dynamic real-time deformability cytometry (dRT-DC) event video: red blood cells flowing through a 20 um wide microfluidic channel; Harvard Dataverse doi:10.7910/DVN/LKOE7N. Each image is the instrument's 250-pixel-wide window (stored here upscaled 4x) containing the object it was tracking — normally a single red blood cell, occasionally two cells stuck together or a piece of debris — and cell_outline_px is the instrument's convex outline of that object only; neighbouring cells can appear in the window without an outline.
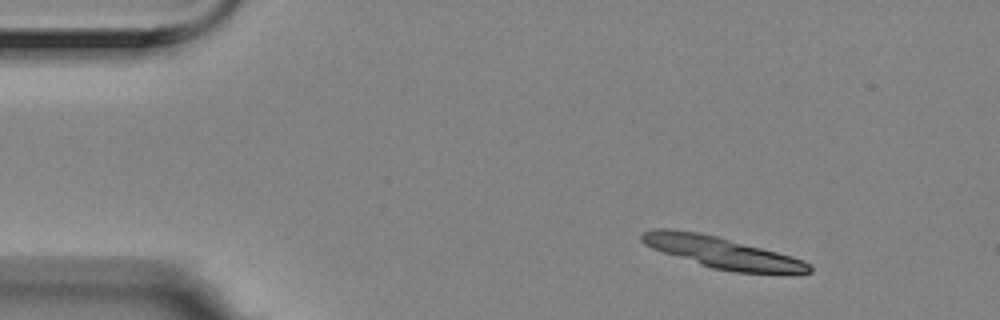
{"species": "Egyptian fruit bat (a non-hibernating species)", "species_latin": "Rousettus aegyptiacus", "temperature_condition": "room temperature", "stored_images_in_passage": 3, "camera_frame_rate_fps": 3000, "um_per_image_px": 0.085, "animal": {"sex": "female"}, "frame": {"image": 1, "passage_image": 1, "time_ms": 0.0, "image_size_px": [1000, 320], "cell_outline_px": [[812, 272], [736, 272], [712, 268], [652, 248], [644, 244], [640, 240], [640, 232], [656, 228], [672, 228], [700, 232], [716, 236], [792, 256], [812, 264]], "centroid_in_image_um": [61.28, 21.43], "position_along_channel_um": 23.7, "area_um2": 30.06}}